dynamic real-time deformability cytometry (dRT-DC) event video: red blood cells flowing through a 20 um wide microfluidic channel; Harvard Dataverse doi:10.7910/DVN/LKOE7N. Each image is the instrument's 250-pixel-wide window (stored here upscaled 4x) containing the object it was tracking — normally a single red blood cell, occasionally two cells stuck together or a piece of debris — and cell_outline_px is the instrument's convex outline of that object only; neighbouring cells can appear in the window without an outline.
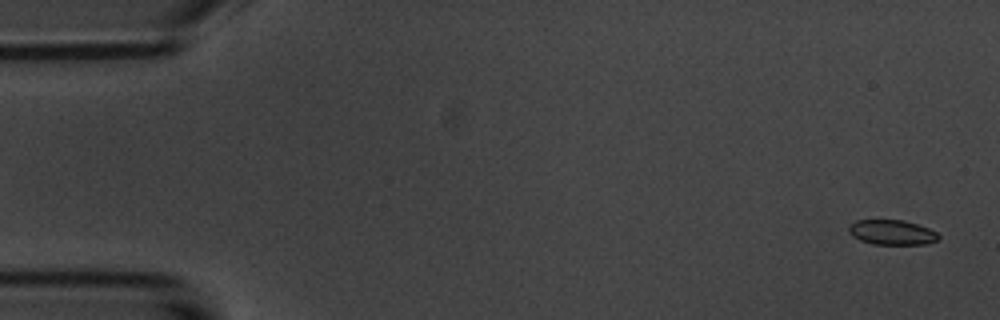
{"species": "common noctule bat (a hibernating species)", "species_latin": "Nyctalus noctula", "temperature_condition": "room temperature", "stored_images_in_passage": 5, "camera_frame_rate_fps": 3000, "um_per_image_px": 0.085, "animal": {"sex": "male", "body_mass_g": 20.1, "forearm_length_mm": 53.5}, "frame": {"image": 1, "passage_image": 1, "time_ms": 0.0, "image_size_px": [1000, 320], "cell_outline_px": [[940, 236], [936, 240], [924, 244], [872, 244], [860, 240], [852, 236], [848, 232], [848, 224], [856, 220], [904, 220], [928, 228], [936, 232]], "centroid_in_image_um": [75.76, 19.74], "position_along_channel_um": 9.2, "area_um2": 13.01}}
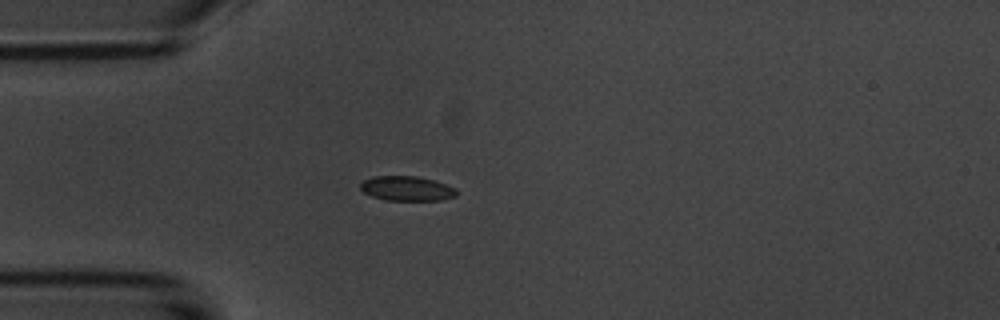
{"frame": {"image": 2, "passage_image": 4, "time_ms": 4.333, "image_size_px": [1000, 320], "cell_outline_px": [[456, 196], [440, 200], [384, 200], [372, 196], [364, 192], [360, 188], [360, 184], [364, 180], [372, 176], [416, 176], [436, 180], [456, 188]], "centroid_in_image_um": [34.58, 16.01], "position_along_channel_um": 50.4, "area_um2": 13.87}}